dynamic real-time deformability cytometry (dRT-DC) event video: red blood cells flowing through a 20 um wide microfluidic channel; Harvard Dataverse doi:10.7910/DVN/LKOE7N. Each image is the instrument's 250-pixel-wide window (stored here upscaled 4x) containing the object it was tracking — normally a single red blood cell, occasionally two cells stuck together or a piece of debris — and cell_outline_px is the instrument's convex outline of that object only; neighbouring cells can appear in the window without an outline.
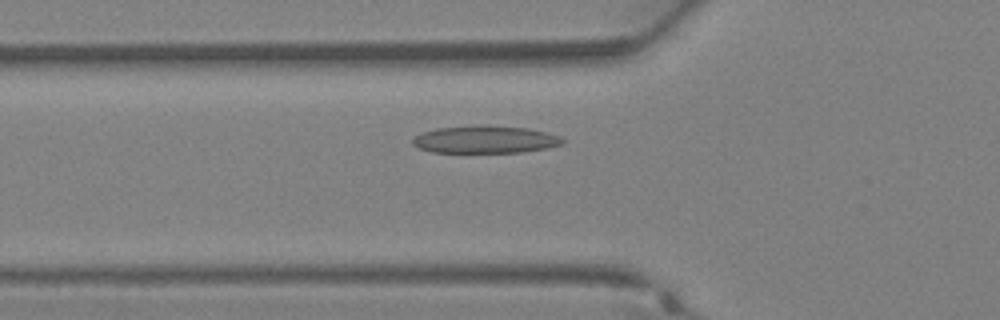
{"species": "Egyptian fruit bat (a non-hibernating species)", "species_latin": "Rousettus aegyptiacus", "temperature_condition": "warm", "stored_images_in_passage": 30, "camera_frame_rate_fps": 3000, "um_per_image_px": 0.085, "animal": {"sex": "female"}, "frame": {"image": 1, "passage_image": 9, "time_ms": 2.667, "image_size_px": [1000, 320], "cell_outline_px": [[564, 144], [548, 148], [520, 152], [432, 152], [420, 148], [412, 144], [412, 140], [416, 136], [424, 132], [436, 128], [480, 124], [488, 124], [528, 128], [548, 132], [560, 136], [564, 140]], "centroid_in_image_um": [41.29, 11.84], "position_along_channel_um": 84.5, "area_um2": 24.28}}
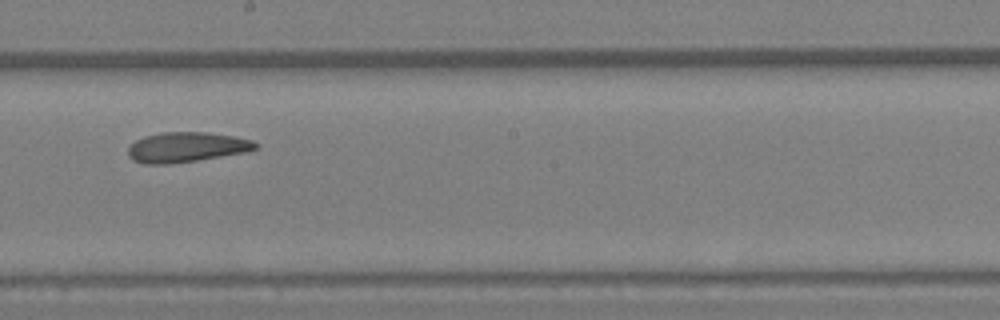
{"frame": {"image": 2, "passage_image": 17, "time_ms": 5.333, "image_size_px": [1000, 320], "cell_outline_px": [[260, 144], [256, 148], [244, 152], [196, 160], [168, 164], [144, 164], [132, 160], [128, 156], [128, 148], [136, 140], [144, 136], [160, 132], [204, 132], [236, 136], [252, 140]], "centroid_in_image_um": [15.83, 12.5], "position_along_channel_um": 232.4, "area_um2": 22.25}}
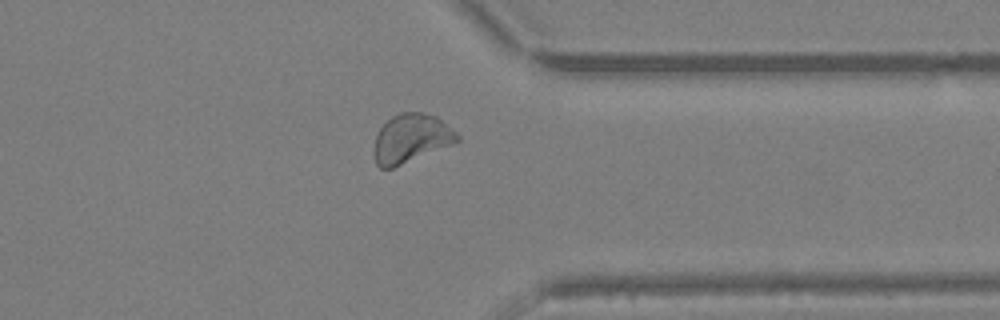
{"frame": {"image": 3, "passage_image": 25, "time_ms": 8.0, "image_size_px": [1000, 320], "cell_outline_px": [[460, 140], [452, 144], [392, 168], [380, 168], [376, 164], [372, 152], [372, 148], [376, 136], [380, 128], [392, 116], [400, 112], [420, 112], [436, 116], [452, 128], [460, 136]], "centroid_in_image_um": [34.91, 11.76], "position_along_channel_um": 376.5, "area_um2": 23.58}}